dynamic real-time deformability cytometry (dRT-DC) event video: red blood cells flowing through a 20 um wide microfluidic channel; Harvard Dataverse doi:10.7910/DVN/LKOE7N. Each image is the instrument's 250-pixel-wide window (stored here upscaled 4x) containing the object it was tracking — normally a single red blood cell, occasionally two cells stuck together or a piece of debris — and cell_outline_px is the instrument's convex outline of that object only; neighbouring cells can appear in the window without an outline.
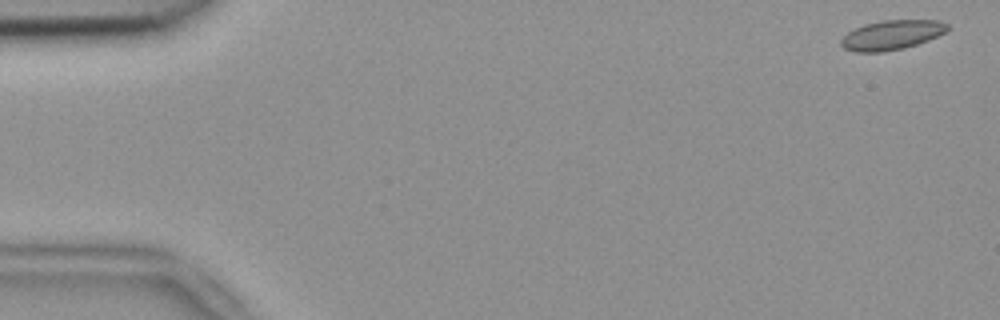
{"species": "common noctule bat (a hibernating species)", "species_latin": "Nyctalus noctula", "temperature_condition": "room temperature", "stored_images_in_passage": 7, "camera_frame_rate_fps": 3000, "um_per_image_px": 0.085, "animal": {"sex": "female", "body_mass_g": 18.4}, "frame": {"image": 1, "passage_image": 1, "time_ms": 0.0, "image_size_px": [1000, 320], "cell_outline_px": [[948, 28], [944, 32], [928, 40], [904, 48], [884, 52], [856, 52], [844, 48], [840, 44], [840, 40], [848, 32], [864, 24], [880, 20], [936, 20], [948, 24]], "centroid_in_image_um": [75.76, 2.97], "position_along_channel_um": 9.2, "area_um2": 18.21}}